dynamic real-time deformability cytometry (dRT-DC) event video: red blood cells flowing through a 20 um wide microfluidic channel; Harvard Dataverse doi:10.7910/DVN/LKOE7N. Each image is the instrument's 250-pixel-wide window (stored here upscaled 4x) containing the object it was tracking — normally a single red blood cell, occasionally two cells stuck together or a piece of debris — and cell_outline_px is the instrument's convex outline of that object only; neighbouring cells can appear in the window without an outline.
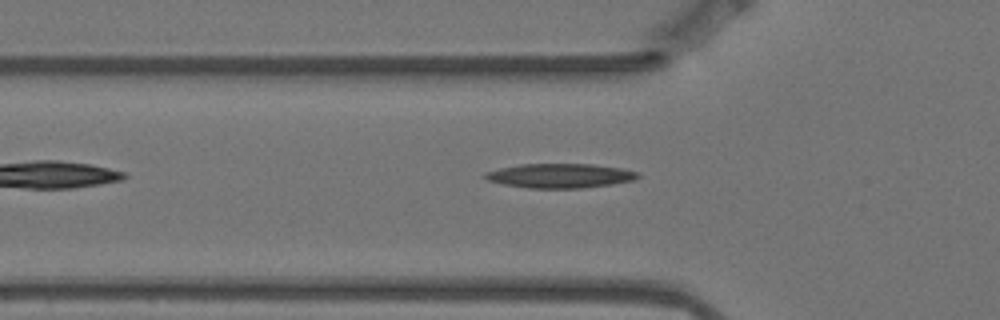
{"species": "Egyptian fruit bat (a non-hibernating species)", "species_latin": "Rousettus aegyptiacus", "temperature_condition": "warm", "stored_images_in_passage": 3, "camera_frame_rate_fps": 3000, "um_per_image_px": 0.085, "animal": {"sex": "female"}, "frame": {"image": 1, "passage_image": 3, "time_ms": 0.667, "image_size_px": [1000, 320], "cell_outline_px": [[640, 176], [636, 180], [612, 184], [584, 188], [528, 188], [504, 184], [488, 180], [484, 176], [484, 172], [500, 168], [520, 164], [592, 164], [620, 168], [640, 172]], "centroid_in_image_um": [47.64, 14.94], "position_along_channel_um": 78.2, "area_um2": 21.73}}